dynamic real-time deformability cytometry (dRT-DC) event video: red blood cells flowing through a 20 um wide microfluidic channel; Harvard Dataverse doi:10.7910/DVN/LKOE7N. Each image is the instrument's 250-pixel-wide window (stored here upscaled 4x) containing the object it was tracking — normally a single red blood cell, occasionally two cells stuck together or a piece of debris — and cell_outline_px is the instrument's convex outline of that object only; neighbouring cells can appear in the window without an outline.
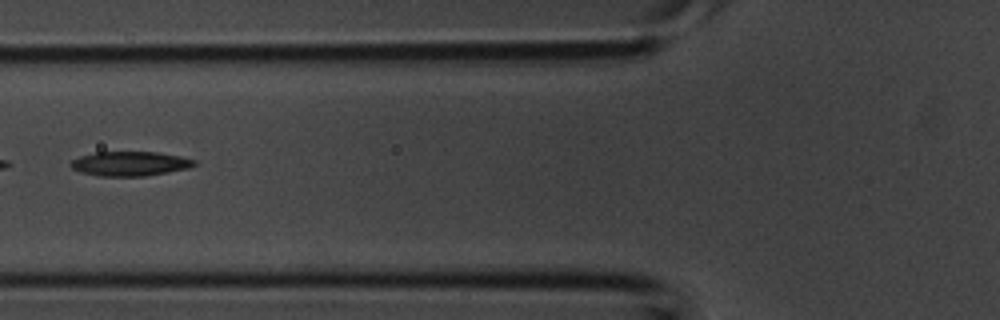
{"species": "common noctule bat (a hibernating species)", "species_latin": "Nyctalus noctula", "temperature_condition": "room temperature", "stored_images_in_passage": 3, "camera_frame_rate_fps": 3000, "um_per_image_px": 0.085, "animal": {"sex": "male", "body_mass_g": 20.1, "forearm_length_mm": 53.5}, "frame": {"image": 1, "passage_image": 3, "time_ms": 0.667, "image_size_px": [1000, 320], "cell_outline_px": [[196, 164], [188, 168], [168, 172], [144, 176], [100, 176], [80, 172], [72, 168], [68, 164], [72, 160], [80, 156], [96, 152], [156, 152], [180, 156], [196, 160]], "centroid_in_image_um": [11.03, 13.91], "position_along_channel_um": 114.8, "area_um2": 17.57}}